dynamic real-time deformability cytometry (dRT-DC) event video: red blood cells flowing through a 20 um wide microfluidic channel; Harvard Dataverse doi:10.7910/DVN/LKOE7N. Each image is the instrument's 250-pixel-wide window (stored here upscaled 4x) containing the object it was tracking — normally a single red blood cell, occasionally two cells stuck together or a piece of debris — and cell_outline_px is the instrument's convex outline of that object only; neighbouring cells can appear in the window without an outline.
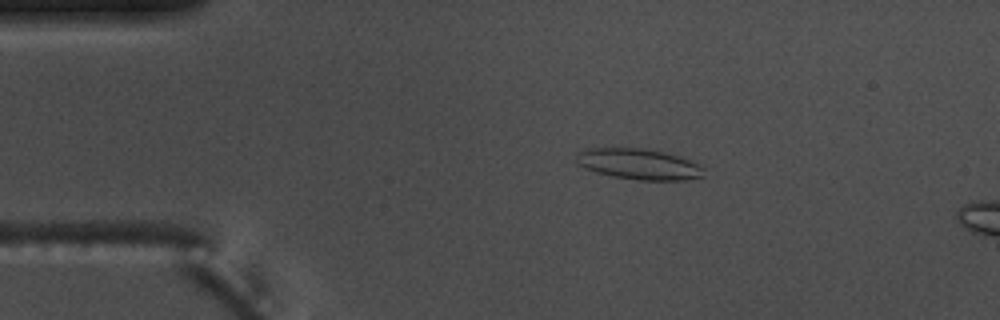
{"species": "common noctule bat (a hibernating species)", "species_latin": "Nyctalus noctula", "temperature_condition": "warm", "stored_images_in_passage": 6, "camera_frame_rate_fps": 3000, "um_per_image_px": 0.085, "animal": {"sex": "male", "body_mass_g": 17.5, "forearm_length_mm": 52.3}, "frame": {"image": 1, "passage_image": 2, "time_ms": 0.333, "image_size_px": [1000, 320], "cell_outline_px": [[704, 176], [684, 180], [636, 180], [612, 176], [596, 172], [576, 164], [576, 156], [580, 152], [588, 148], [644, 148], [664, 152], [680, 156], [704, 168]], "centroid_in_image_um": [54.29, 13.95], "position_along_channel_um": 30.7, "area_um2": 22.83}}
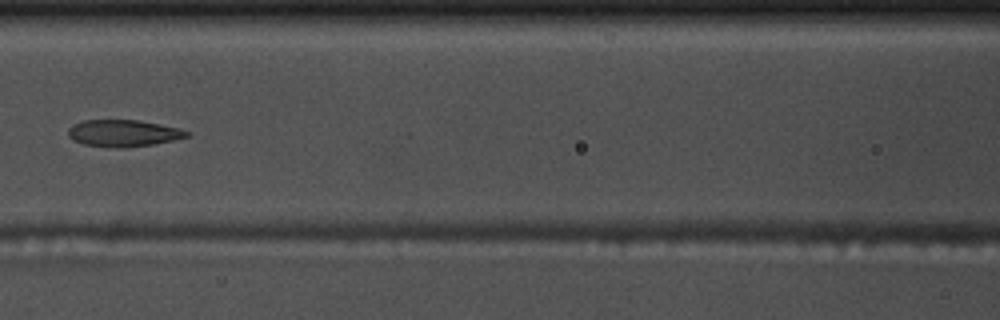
{"frame": {"image": 2, "passage_image": 6, "time_ms": 1.667, "image_size_px": [1000, 320], "cell_outline_px": [[188, 136], [172, 140], [152, 144], [124, 148], [116, 148], [84, 144], [72, 140], [68, 136], [68, 128], [72, 124], [84, 120], [136, 120], [180, 128], [188, 132]], "centroid_in_image_um": [10.42, 11.32], "position_along_channel_um": 156.2, "area_um2": 18.38}}